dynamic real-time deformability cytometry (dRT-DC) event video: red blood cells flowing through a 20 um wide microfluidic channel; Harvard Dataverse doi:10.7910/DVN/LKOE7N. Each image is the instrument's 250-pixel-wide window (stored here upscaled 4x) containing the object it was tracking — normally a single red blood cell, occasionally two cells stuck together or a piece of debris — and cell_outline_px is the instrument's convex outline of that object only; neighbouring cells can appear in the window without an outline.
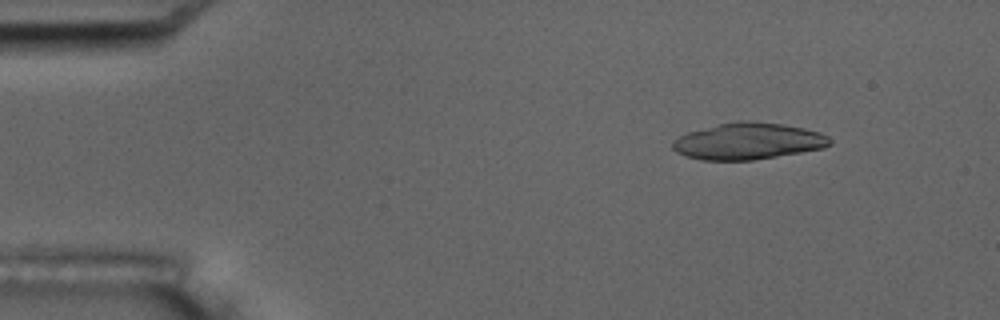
{"species": "common noctule bat (a hibernating species)", "species_latin": "Nyctalus noctula", "temperature_condition": "room temperature", "stored_images_in_passage": 8, "camera_frame_rate_fps": 3000, "um_per_image_px": 0.085, "animal": {"sex": "male", "body_mass_g": 17.5, "forearm_length_mm": 52.3}, "frame": {"image": 1, "passage_image": 2, "time_ms": 1.333, "image_size_px": [1000, 320], "cell_outline_px": [[832, 144], [824, 148], [752, 160], [700, 160], [684, 156], [676, 152], [672, 148], [672, 140], [688, 132], [736, 120], [748, 120], [784, 124], [804, 128], [820, 132], [828, 136], [832, 140]], "centroid_in_image_um": [63.59, 12.0], "position_along_channel_um": 21.4, "area_um2": 33.64}}